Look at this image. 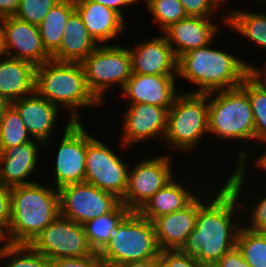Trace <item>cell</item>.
I'll list each match as a JSON object with an SVG mask.
<instances>
[{
  "label": "cell",
  "instance_id": "6da1fadb",
  "mask_svg": "<svg viewBox=\"0 0 266 267\" xmlns=\"http://www.w3.org/2000/svg\"><path fill=\"white\" fill-rule=\"evenodd\" d=\"M206 186L202 190L204 194H200L195 228L180 250L197 259L203 267H212L236 246L243 215L236 194L225 182L218 185L221 188L214 187L213 183Z\"/></svg>",
  "mask_w": 266,
  "mask_h": 267
},
{
  "label": "cell",
  "instance_id": "7a4b0ae2",
  "mask_svg": "<svg viewBox=\"0 0 266 267\" xmlns=\"http://www.w3.org/2000/svg\"><path fill=\"white\" fill-rule=\"evenodd\" d=\"M215 40L178 58L177 79L182 78L197 87L183 91L208 94L236 88L256 69L255 64L242 57L214 48Z\"/></svg>",
  "mask_w": 266,
  "mask_h": 267
},
{
  "label": "cell",
  "instance_id": "3957f363",
  "mask_svg": "<svg viewBox=\"0 0 266 267\" xmlns=\"http://www.w3.org/2000/svg\"><path fill=\"white\" fill-rule=\"evenodd\" d=\"M35 91L68 112L71 121H82L84 108L103 107L90 92L81 63L60 62L53 59L36 66Z\"/></svg>",
  "mask_w": 266,
  "mask_h": 267
},
{
  "label": "cell",
  "instance_id": "277c9868",
  "mask_svg": "<svg viewBox=\"0 0 266 267\" xmlns=\"http://www.w3.org/2000/svg\"><path fill=\"white\" fill-rule=\"evenodd\" d=\"M41 183L37 181L11 187V221L8 232L13 244H30L60 215L58 189Z\"/></svg>",
  "mask_w": 266,
  "mask_h": 267
},
{
  "label": "cell",
  "instance_id": "5b68a950",
  "mask_svg": "<svg viewBox=\"0 0 266 267\" xmlns=\"http://www.w3.org/2000/svg\"><path fill=\"white\" fill-rule=\"evenodd\" d=\"M208 136L219 141L255 144L253 112L247 92L241 87L208 93Z\"/></svg>",
  "mask_w": 266,
  "mask_h": 267
},
{
  "label": "cell",
  "instance_id": "8992f818",
  "mask_svg": "<svg viewBox=\"0 0 266 267\" xmlns=\"http://www.w3.org/2000/svg\"><path fill=\"white\" fill-rule=\"evenodd\" d=\"M208 122V94L179 92L168 110L162 142L169 151L195 153L208 135Z\"/></svg>",
  "mask_w": 266,
  "mask_h": 267
},
{
  "label": "cell",
  "instance_id": "52a82bcc",
  "mask_svg": "<svg viewBox=\"0 0 266 267\" xmlns=\"http://www.w3.org/2000/svg\"><path fill=\"white\" fill-rule=\"evenodd\" d=\"M160 252L153 223L138 211H131L98 254L103 267H111L159 258Z\"/></svg>",
  "mask_w": 266,
  "mask_h": 267
},
{
  "label": "cell",
  "instance_id": "ba28073f",
  "mask_svg": "<svg viewBox=\"0 0 266 267\" xmlns=\"http://www.w3.org/2000/svg\"><path fill=\"white\" fill-rule=\"evenodd\" d=\"M81 64L90 92L103 106L110 88L119 85L122 91L132 76L129 49L121 44L99 45Z\"/></svg>",
  "mask_w": 266,
  "mask_h": 267
},
{
  "label": "cell",
  "instance_id": "9c48e42d",
  "mask_svg": "<svg viewBox=\"0 0 266 267\" xmlns=\"http://www.w3.org/2000/svg\"><path fill=\"white\" fill-rule=\"evenodd\" d=\"M103 141L87 130V151L84 182L113 193L122 199L128 186L130 165Z\"/></svg>",
  "mask_w": 266,
  "mask_h": 267
},
{
  "label": "cell",
  "instance_id": "30bf717a",
  "mask_svg": "<svg viewBox=\"0 0 266 267\" xmlns=\"http://www.w3.org/2000/svg\"><path fill=\"white\" fill-rule=\"evenodd\" d=\"M168 153L148 156L130 165L128 186L121 202L131 211H139L159 189L176 177L174 159Z\"/></svg>",
  "mask_w": 266,
  "mask_h": 267
},
{
  "label": "cell",
  "instance_id": "8fae6325",
  "mask_svg": "<svg viewBox=\"0 0 266 267\" xmlns=\"http://www.w3.org/2000/svg\"><path fill=\"white\" fill-rule=\"evenodd\" d=\"M59 139L55 164L50 173L55 189L63 186L83 183L85 179V159L87 151V129L82 121H71L69 118ZM85 128V129H84ZM54 167V168H53ZM52 172V173H51ZM55 179V180H54Z\"/></svg>",
  "mask_w": 266,
  "mask_h": 267
},
{
  "label": "cell",
  "instance_id": "7c38bea8",
  "mask_svg": "<svg viewBox=\"0 0 266 267\" xmlns=\"http://www.w3.org/2000/svg\"><path fill=\"white\" fill-rule=\"evenodd\" d=\"M49 260L92 255L82 224L59 215L29 244Z\"/></svg>",
  "mask_w": 266,
  "mask_h": 267
},
{
  "label": "cell",
  "instance_id": "4fadbf2b",
  "mask_svg": "<svg viewBox=\"0 0 266 267\" xmlns=\"http://www.w3.org/2000/svg\"><path fill=\"white\" fill-rule=\"evenodd\" d=\"M58 191L60 215L82 225L112 212L121 203L115 194L86 182L66 185Z\"/></svg>",
  "mask_w": 266,
  "mask_h": 267
},
{
  "label": "cell",
  "instance_id": "5bb4252c",
  "mask_svg": "<svg viewBox=\"0 0 266 267\" xmlns=\"http://www.w3.org/2000/svg\"><path fill=\"white\" fill-rule=\"evenodd\" d=\"M126 109L122 115V134L118 142L123 151L151 139L163 141L167 130L166 108L142 103L127 105Z\"/></svg>",
  "mask_w": 266,
  "mask_h": 267
},
{
  "label": "cell",
  "instance_id": "9a60e30c",
  "mask_svg": "<svg viewBox=\"0 0 266 267\" xmlns=\"http://www.w3.org/2000/svg\"><path fill=\"white\" fill-rule=\"evenodd\" d=\"M4 54L39 66L52 59L42 44L37 25L15 16L0 19Z\"/></svg>",
  "mask_w": 266,
  "mask_h": 267
},
{
  "label": "cell",
  "instance_id": "2e32d148",
  "mask_svg": "<svg viewBox=\"0 0 266 267\" xmlns=\"http://www.w3.org/2000/svg\"><path fill=\"white\" fill-rule=\"evenodd\" d=\"M177 75L132 74L121 91L127 105L146 103L169 110L179 91Z\"/></svg>",
  "mask_w": 266,
  "mask_h": 267
},
{
  "label": "cell",
  "instance_id": "e0dca14e",
  "mask_svg": "<svg viewBox=\"0 0 266 267\" xmlns=\"http://www.w3.org/2000/svg\"><path fill=\"white\" fill-rule=\"evenodd\" d=\"M42 146V142L33 139L25 144L0 149V184L14 187L37 182L29 178L37 173Z\"/></svg>",
  "mask_w": 266,
  "mask_h": 267
},
{
  "label": "cell",
  "instance_id": "ac0fdd59",
  "mask_svg": "<svg viewBox=\"0 0 266 267\" xmlns=\"http://www.w3.org/2000/svg\"><path fill=\"white\" fill-rule=\"evenodd\" d=\"M215 19L217 18L187 16L162 32L177 59L190 50L208 45L219 37L217 36L220 34L219 26L222 24H216Z\"/></svg>",
  "mask_w": 266,
  "mask_h": 267
},
{
  "label": "cell",
  "instance_id": "d6986e66",
  "mask_svg": "<svg viewBox=\"0 0 266 267\" xmlns=\"http://www.w3.org/2000/svg\"><path fill=\"white\" fill-rule=\"evenodd\" d=\"M130 47L132 74L177 75V62L172 47L163 34L142 39Z\"/></svg>",
  "mask_w": 266,
  "mask_h": 267
},
{
  "label": "cell",
  "instance_id": "ffe728a7",
  "mask_svg": "<svg viewBox=\"0 0 266 267\" xmlns=\"http://www.w3.org/2000/svg\"><path fill=\"white\" fill-rule=\"evenodd\" d=\"M12 105L19 112L32 139L42 142L44 149L47 148L51 142L50 138L52 139L56 133L57 129L54 127H58L56 121L60 117L61 110L36 91L13 101Z\"/></svg>",
  "mask_w": 266,
  "mask_h": 267
},
{
  "label": "cell",
  "instance_id": "44dd1931",
  "mask_svg": "<svg viewBox=\"0 0 266 267\" xmlns=\"http://www.w3.org/2000/svg\"><path fill=\"white\" fill-rule=\"evenodd\" d=\"M238 150L239 151L236 153L237 159H235L238 162L235 164L236 166L232 170L233 172H231L230 174L231 170H229L228 176L229 175L230 176L224 177L226 178V180L222 179V181H224L234 191V193L236 194L240 202L242 215H243L242 219H244L242 221L243 226L254 231L266 232V194L263 193L261 195L260 192H258L259 196L255 197L257 199V202L254 200L255 204L252 203V205H250L251 203L250 201H252V200H249L250 197H247L249 202L246 200L247 198H245V196H249V195H246V193H248V190L245 189L246 187L248 188L249 186V184H246V181H247V176H246L247 169L246 168H249L248 161H249L250 153L246 151L248 149L246 148L244 149L243 147Z\"/></svg>",
  "mask_w": 266,
  "mask_h": 267
},
{
  "label": "cell",
  "instance_id": "7402d4cb",
  "mask_svg": "<svg viewBox=\"0 0 266 267\" xmlns=\"http://www.w3.org/2000/svg\"><path fill=\"white\" fill-rule=\"evenodd\" d=\"M74 4L90 36L98 45H108L126 32L125 18L113 9L91 0H74Z\"/></svg>",
  "mask_w": 266,
  "mask_h": 267
},
{
  "label": "cell",
  "instance_id": "603a6c76",
  "mask_svg": "<svg viewBox=\"0 0 266 267\" xmlns=\"http://www.w3.org/2000/svg\"><path fill=\"white\" fill-rule=\"evenodd\" d=\"M199 208L200 195L198 194L183 209L157 217L152 221L161 251L181 249L195 228Z\"/></svg>",
  "mask_w": 266,
  "mask_h": 267
},
{
  "label": "cell",
  "instance_id": "cb8c5ba5",
  "mask_svg": "<svg viewBox=\"0 0 266 267\" xmlns=\"http://www.w3.org/2000/svg\"><path fill=\"white\" fill-rule=\"evenodd\" d=\"M36 66L28 61L0 58V95L11 103L35 92Z\"/></svg>",
  "mask_w": 266,
  "mask_h": 267
},
{
  "label": "cell",
  "instance_id": "d4e9b609",
  "mask_svg": "<svg viewBox=\"0 0 266 267\" xmlns=\"http://www.w3.org/2000/svg\"><path fill=\"white\" fill-rule=\"evenodd\" d=\"M181 181L175 177L165 187L159 189L138 212L152 222L157 217L183 209L201 193L202 189L191 188L187 185L188 182L185 185L184 181Z\"/></svg>",
  "mask_w": 266,
  "mask_h": 267
},
{
  "label": "cell",
  "instance_id": "484cf974",
  "mask_svg": "<svg viewBox=\"0 0 266 267\" xmlns=\"http://www.w3.org/2000/svg\"><path fill=\"white\" fill-rule=\"evenodd\" d=\"M98 46L90 36L81 16L75 10L68 18L59 48L51 57L60 62L81 63Z\"/></svg>",
  "mask_w": 266,
  "mask_h": 267
},
{
  "label": "cell",
  "instance_id": "4316f807",
  "mask_svg": "<svg viewBox=\"0 0 266 267\" xmlns=\"http://www.w3.org/2000/svg\"><path fill=\"white\" fill-rule=\"evenodd\" d=\"M227 9L226 14L218 18L223 23V27L234 30L235 33L255 43L258 48L266 50V13L257 12V10H239L230 6Z\"/></svg>",
  "mask_w": 266,
  "mask_h": 267
},
{
  "label": "cell",
  "instance_id": "83f0119b",
  "mask_svg": "<svg viewBox=\"0 0 266 267\" xmlns=\"http://www.w3.org/2000/svg\"><path fill=\"white\" fill-rule=\"evenodd\" d=\"M74 11V0H59L38 25L42 44L50 55L59 48L68 18Z\"/></svg>",
  "mask_w": 266,
  "mask_h": 267
},
{
  "label": "cell",
  "instance_id": "f1b7e54d",
  "mask_svg": "<svg viewBox=\"0 0 266 267\" xmlns=\"http://www.w3.org/2000/svg\"><path fill=\"white\" fill-rule=\"evenodd\" d=\"M130 212L121 202L112 212L83 224L86 238L95 252L99 253L106 246L117 226Z\"/></svg>",
  "mask_w": 266,
  "mask_h": 267
},
{
  "label": "cell",
  "instance_id": "f546056e",
  "mask_svg": "<svg viewBox=\"0 0 266 267\" xmlns=\"http://www.w3.org/2000/svg\"><path fill=\"white\" fill-rule=\"evenodd\" d=\"M248 94L254 119L255 143L266 142V83L253 71L240 85Z\"/></svg>",
  "mask_w": 266,
  "mask_h": 267
},
{
  "label": "cell",
  "instance_id": "4dcf8cb0",
  "mask_svg": "<svg viewBox=\"0 0 266 267\" xmlns=\"http://www.w3.org/2000/svg\"><path fill=\"white\" fill-rule=\"evenodd\" d=\"M236 246L252 267H266V232L254 231L242 225Z\"/></svg>",
  "mask_w": 266,
  "mask_h": 267
},
{
  "label": "cell",
  "instance_id": "1f68e13d",
  "mask_svg": "<svg viewBox=\"0 0 266 267\" xmlns=\"http://www.w3.org/2000/svg\"><path fill=\"white\" fill-rule=\"evenodd\" d=\"M31 138L19 112L11 105L0 124V149L25 144L33 140Z\"/></svg>",
  "mask_w": 266,
  "mask_h": 267
},
{
  "label": "cell",
  "instance_id": "d6a6232c",
  "mask_svg": "<svg viewBox=\"0 0 266 267\" xmlns=\"http://www.w3.org/2000/svg\"><path fill=\"white\" fill-rule=\"evenodd\" d=\"M149 11L161 33L171 24L187 17L179 0H140Z\"/></svg>",
  "mask_w": 266,
  "mask_h": 267
},
{
  "label": "cell",
  "instance_id": "836d02e7",
  "mask_svg": "<svg viewBox=\"0 0 266 267\" xmlns=\"http://www.w3.org/2000/svg\"><path fill=\"white\" fill-rule=\"evenodd\" d=\"M0 261V267H50V260L29 244H13L0 256Z\"/></svg>",
  "mask_w": 266,
  "mask_h": 267
},
{
  "label": "cell",
  "instance_id": "e575fe53",
  "mask_svg": "<svg viewBox=\"0 0 266 267\" xmlns=\"http://www.w3.org/2000/svg\"><path fill=\"white\" fill-rule=\"evenodd\" d=\"M59 0H20L15 17L30 24L39 25L49 10Z\"/></svg>",
  "mask_w": 266,
  "mask_h": 267
},
{
  "label": "cell",
  "instance_id": "d590c367",
  "mask_svg": "<svg viewBox=\"0 0 266 267\" xmlns=\"http://www.w3.org/2000/svg\"><path fill=\"white\" fill-rule=\"evenodd\" d=\"M187 16L217 17L221 12L222 3L219 0H179Z\"/></svg>",
  "mask_w": 266,
  "mask_h": 267
},
{
  "label": "cell",
  "instance_id": "8d00e7d4",
  "mask_svg": "<svg viewBox=\"0 0 266 267\" xmlns=\"http://www.w3.org/2000/svg\"><path fill=\"white\" fill-rule=\"evenodd\" d=\"M159 267H203L197 259L188 256L180 249L162 250L159 255Z\"/></svg>",
  "mask_w": 266,
  "mask_h": 267
},
{
  "label": "cell",
  "instance_id": "74e56055",
  "mask_svg": "<svg viewBox=\"0 0 266 267\" xmlns=\"http://www.w3.org/2000/svg\"><path fill=\"white\" fill-rule=\"evenodd\" d=\"M50 267H103L97 252L83 257H69L50 260Z\"/></svg>",
  "mask_w": 266,
  "mask_h": 267
},
{
  "label": "cell",
  "instance_id": "f35d334b",
  "mask_svg": "<svg viewBox=\"0 0 266 267\" xmlns=\"http://www.w3.org/2000/svg\"><path fill=\"white\" fill-rule=\"evenodd\" d=\"M212 267H252L235 246L226 252Z\"/></svg>",
  "mask_w": 266,
  "mask_h": 267
},
{
  "label": "cell",
  "instance_id": "ab89813d",
  "mask_svg": "<svg viewBox=\"0 0 266 267\" xmlns=\"http://www.w3.org/2000/svg\"><path fill=\"white\" fill-rule=\"evenodd\" d=\"M11 221V187L0 184V223L9 227Z\"/></svg>",
  "mask_w": 266,
  "mask_h": 267
},
{
  "label": "cell",
  "instance_id": "60d3db41",
  "mask_svg": "<svg viewBox=\"0 0 266 267\" xmlns=\"http://www.w3.org/2000/svg\"><path fill=\"white\" fill-rule=\"evenodd\" d=\"M96 3H100L108 8L113 9L117 13H119L124 18V11L123 9L127 7H133L137 5L140 0H91Z\"/></svg>",
  "mask_w": 266,
  "mask_h": 267
},
{
  "label": "cell",
  "instance_id": "b9f144b4",
  "mask_svg": "<svg viewBox=\"0 0 266 267\" xmlns=\"http://www.w3.org/2000/svg\"><path fill=\"white\" fill-rule=\"evenodd\" d=\"M20 5V0H0V19L15 16Z\"/></svg>",
  "mask_w": 266,
  "mask_h": 267
},
{
  "label": "cell",
  "instance_id": "7bdbcfd3",
  "mask_svg": "<svg viewBox=\"0 0 266 267\" xmlns=\"http://www.w3.org/2000/svg\"><path fill=\"white\" fill-rule=\"evenodd\" d=\"M12 245L13 242L9 236L8 227L0 223V256Z\"/></svg>",
  "mask_w": 266,
  "mask_h": 267
},
{
  "label": "cell",
  "instance_id": "ee69618b",
  "mask_svg": "<svg viewBox=\"0 0 266 267\" xmlns=\"http://www.w3.org/2000/svg\"><path fill=\"white\" fill-rule=\"evenodd\" d=\"M111 267H159V258L146 259L142 261H132Z\"/></svg>",
  "mask_w": 266,
  "mask_h": 267
},
{
  "label": "cell",
  "instance_id": "f6af8a7d",
  "mask_svg": "<svg viewBox=\"0 0 266 267\" xmlns=\"http://www.w3.org/2000/svg\"><path fill=\"white\" fill-rule=\"evenodd\" d=\"M263 144V148L265 149H262V152H260L261 155H257L255 157H257V159L254 157L255 161H254V164L253 166L258 168L260 171H264V173H266V142L262 143ZM266 175V174H264Z\"/></svg>",
  "mask_w": 266,
  "mask_h": 267
},
{
  "label": "cell",
  "instance_id": "bcb514c9",
  "mask_svg": "<svg viewBox=\"0 0 266 267\" xmlns=\"http://www.w3.org/2000/svg\"><path fill=\"white\" fill-rule=\"evenodd\" d=\"M12 105V103L5 97L0 95V124L5 116L6 110Z\"/></svg>",
  "mask_w": 266,
  "mask_h": 267
},
{
  "label": "cell",
  "instance_id": "7dc6e473",
  "mask_svg": "<svg viewBox=\"0 0 266 267\" xmlns=\"http://www.w3.org/2000/svg\"><path fill=\"white\" fill-rule=\"evenodd\" d=\"M264 65H262V67H258V65H256V69L253 71L257 76H259L265 83H266V62L263 63Z\"/></svg>",
  "mask_w": 266,
  "mask_h": 267
},
{
  "label": "cell",
  "instance_id": "c3c4849f",
  "mask_svg": "<svg viewBox=\"0 0 266 267\" xmlns=\"http://www.w3.org/2000/svg\"><path fill=\"white\" fill-rule=\"evenodd\" d=\"M4 49H3V40H2V31L0 27V58L4 56Z\"/></svg>",
  "mask_w": 266,
  "mask_h": 267
},
{
  "label": "cell",
  "instance_id": "681fc988",
  "mask_svg": "<svg viewBox=\"0 0 266 267\" xmlns=\"http://www.w3.org/2000/svg\"><path fill=\"white\" fill-rule=\"evenodd\" d=\"M222 4L227 3L228 0H219Z\"/></svg>",
  "mask_w": 266,
  "mask_h": 267
}]
</instances>
